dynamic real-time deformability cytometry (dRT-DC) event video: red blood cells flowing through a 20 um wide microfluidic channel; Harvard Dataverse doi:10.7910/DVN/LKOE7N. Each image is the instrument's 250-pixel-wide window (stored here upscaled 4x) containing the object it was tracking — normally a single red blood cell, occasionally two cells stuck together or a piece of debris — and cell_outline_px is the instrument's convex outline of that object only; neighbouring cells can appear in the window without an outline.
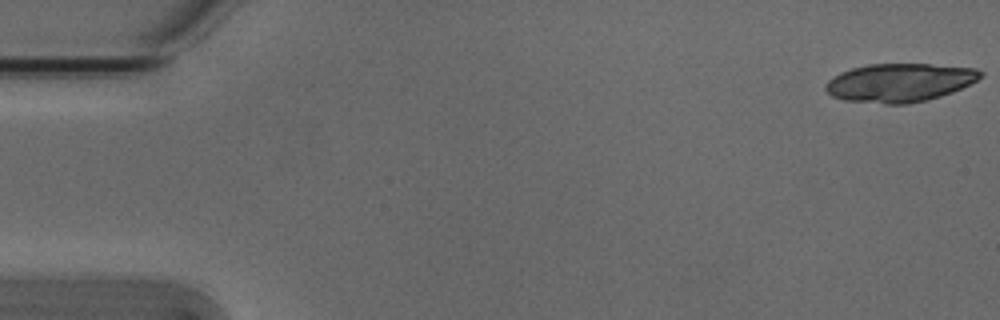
{"species": "Egyptian fruit bat (a non-hibernating species)", "species_latin": "Rousettus aegyptiacus", "temperature_condition": "cold", "stored_images_in_passage": 18, "camera_frame_rate_fps": 3000, "um_per_image_px": 0.085, "animal": {"sex": "male"}, "frame": {"image": 1, "passage_image": 1, "time_ms": 0.0, "image_size_px": [1000, 320], "cell_outline_px": [[984, 72], [976, 80], [952, 92], [928, 100], [908, 104], [884, 104], [844, 100], [832, 96], [824, 88], [828, 80], [840, 72], [852, 68], [868, 64], [932, 64], [976, 68]], "centroid_in_image_um": [76.45, 7.02], "position_along_channel_um": 8.6, "area_um2": 34.68}}